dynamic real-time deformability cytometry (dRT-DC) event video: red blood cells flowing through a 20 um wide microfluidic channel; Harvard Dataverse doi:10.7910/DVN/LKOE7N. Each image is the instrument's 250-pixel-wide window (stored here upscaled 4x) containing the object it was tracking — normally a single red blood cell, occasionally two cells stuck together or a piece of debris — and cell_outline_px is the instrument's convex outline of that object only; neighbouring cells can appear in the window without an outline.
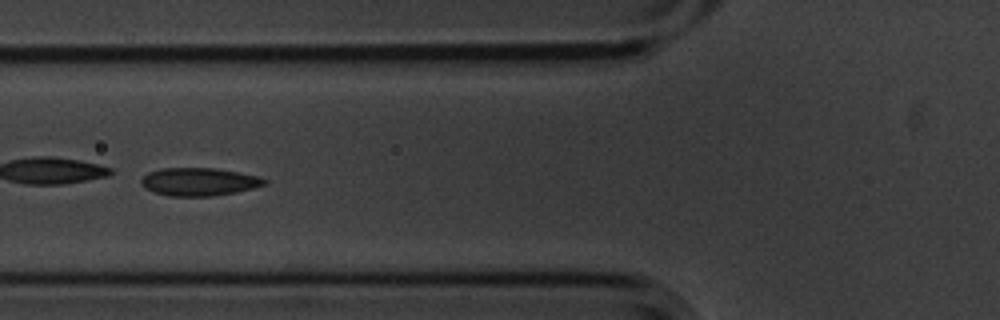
{"species": "common noctule bat (a hibernating species)", "species_latin": "Nyctalus noctula", "temperature_condition": "cold", "stored_images_in_passage": 2, "camera_frame_rate_fps": 3000, "um_per_image_px": 0.085, "animal": {"sex": "male", "body_mass_g": 20.1, "forearm_length_mm": 53.5}, "frame": {"image": 1, "passage_image": 2, "time_ms": 0.333, "image_size_px": [1000, 320], "cell_outline_px": [[268, 184], [236, 192], [212, 196], [168, 196], [144, 188], [140, 180], [148, 172], [160, 168], [216, 168], [260, 176], [268, 180]], "centroid_in_image_um": [16.94, 15.44], "position_along_channel_um": 108.9, "area_um2": 20.17}}